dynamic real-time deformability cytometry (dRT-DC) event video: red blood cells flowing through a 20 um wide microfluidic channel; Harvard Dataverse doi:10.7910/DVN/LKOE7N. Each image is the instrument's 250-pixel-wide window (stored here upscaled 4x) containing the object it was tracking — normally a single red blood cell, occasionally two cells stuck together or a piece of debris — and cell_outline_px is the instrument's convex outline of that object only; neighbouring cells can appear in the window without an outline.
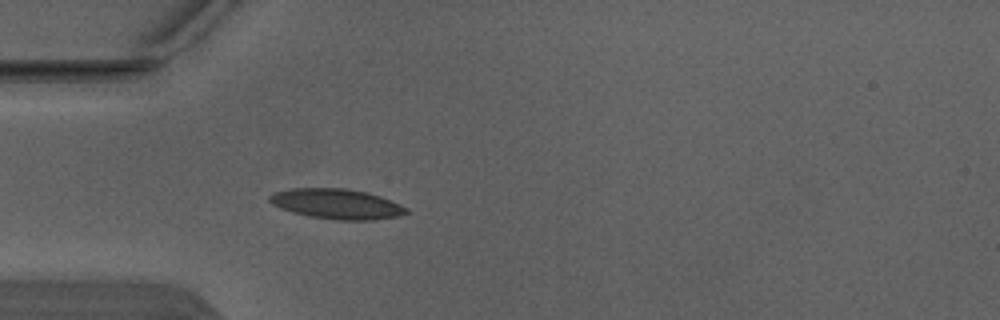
{"species": "Egyptian fruit bat (a non-hibernating species)", "species_latin": "Rousettus aegyptiacus", "temperature_condition": "warm", "stored_images_in_passage": 5, "camera_frame_rate_fps": 3000, "um_per_image_px": 0.085, "animal": {"sex": "male"}, "frame": {"image": 1, "passage_image": 5, "time_ms": 1.333, "image_size_px": [1000, 320], "cell_outline_px": [[408, 212], [396, 216], [376, 220], [340, 220], [312, 216], [292, 212], [280, 208], [272, 204], [268, 200], [268, 196], [272, 192], [288, 188], [348, 188], [368, 192], [380, 196], [400, 204], [408, 208]], "centroid_in_image_um": [28.59, 17.31], "position_along_channel_um": 56.4, "area_um2": 24.1}}